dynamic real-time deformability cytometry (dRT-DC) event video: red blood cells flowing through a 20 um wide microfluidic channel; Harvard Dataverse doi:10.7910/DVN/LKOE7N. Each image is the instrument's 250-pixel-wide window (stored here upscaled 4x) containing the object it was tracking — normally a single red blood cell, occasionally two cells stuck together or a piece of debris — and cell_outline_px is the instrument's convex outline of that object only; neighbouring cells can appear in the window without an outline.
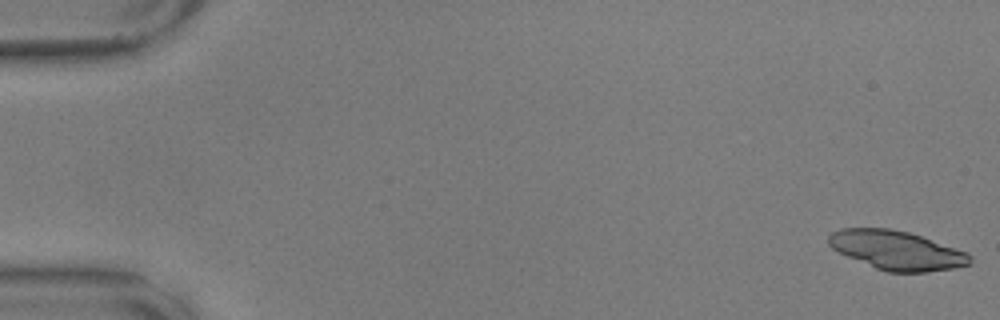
{"species": "common noctule bat (a hibernating species)", "species_latin": "Nyctalus noctula", "temperature_condition": "warm", "stored_images_in_passage": 58, "camera_frame_rate_fps": 3000, "um_per_image_px": 0.085, "animal": {"sex": "male", "body_mass_g": 17.9, "forearm_length_mm": 54.2}, "frame": {"image": 1, "passage_image": 1, "time_ms": 0.0, "image_size_px": [1000, 320], "cell_outline_px": [[972, 264], [952, 268], [928, 272], [888, 272], [876, 268], [848, 256], [832, 248], [828, 244], [828, 236], [832, 232], [840, 228], [888, 228], [908, 232], [968, 252], [972, 256]], "centroid_in_image_um": [76.24, 21.27], "position_along_channel_um": 8.8, "area_um2": 31.91}, "authors_computed_cell_mechanics": {"area_um2": 19.1896, "velocity_mm_per_s": 3.5756, "shape_relaxation_time_tau1_ms": 4.5446, "shape_relaxation_time_tau2_ms": 2.0593, "deformation_change_tau1": 0.1675, "deformation_change_tau2": 0.082}}